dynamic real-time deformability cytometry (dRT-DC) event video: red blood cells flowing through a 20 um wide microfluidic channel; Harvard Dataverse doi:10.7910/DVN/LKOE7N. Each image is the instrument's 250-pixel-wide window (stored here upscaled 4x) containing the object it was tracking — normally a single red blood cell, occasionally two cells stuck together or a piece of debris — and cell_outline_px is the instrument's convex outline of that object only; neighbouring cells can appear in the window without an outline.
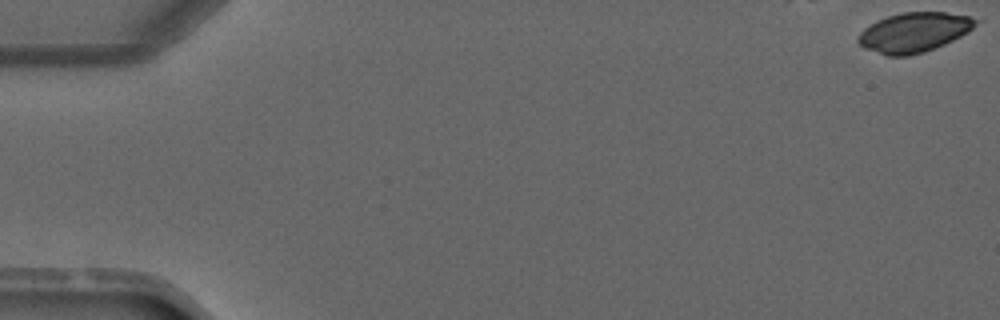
{"species": "common noctule bat (a hibernating species)", "species_latin": "Nyctalus noctula", "temperature_condition": "warm", "stored_images_in_passage": 2, "camera_frame_rate_fps": 3000, "um_per_image_px": 0.085, "animal": {"sex": "male", "forearm_length_mm": 52.5}, "frame": {"image": 1, "passage_image": 1, "time_ms": 0.0, "image_size_px": [1000, 320], "cell_outline_px": [[984, 20], [968, 32], [944, 44], [924, 52], [908, 56], [884, 56], [864, 48], [856, 40], [860, 32], [864, 28], [888, 16], [900, 12], [944, 12], [968, 16]], "centroid_in_image_um": [77.72, 2.75], "position_along_channel_um": 7.3, "area_um2": 27.28}}